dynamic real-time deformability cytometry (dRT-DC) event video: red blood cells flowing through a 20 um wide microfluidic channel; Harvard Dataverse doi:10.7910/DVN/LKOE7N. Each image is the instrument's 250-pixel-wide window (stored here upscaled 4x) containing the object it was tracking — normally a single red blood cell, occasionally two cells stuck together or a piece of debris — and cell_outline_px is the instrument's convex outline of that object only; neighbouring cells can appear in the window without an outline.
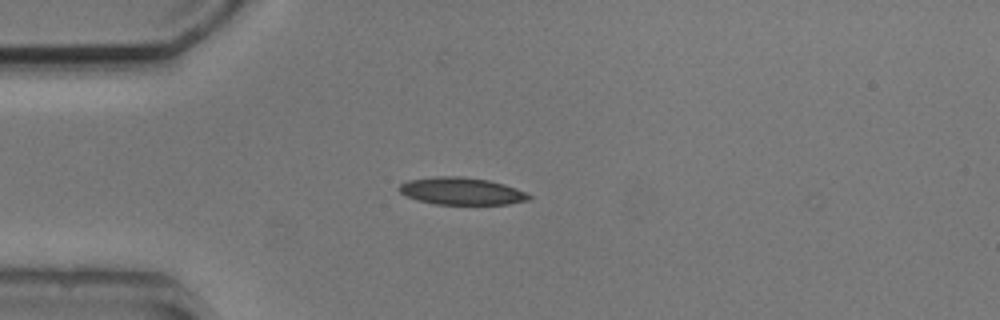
{"species": "common noctule bat (a hibernating species)", "species_latin": "Nyctalus noctula", "temperature_condition": "cold", "stored_images_in_passage": 4, "camera_frame_rate_fps": 3000, "um_per_image_px": 0.085, "animal": {"sex": "male", "body_mass_g": 20.5, "forearm_length_mm": 52.5}, "frame": {"image": 1, "passage_image": 1, "time_ms": 0.0, "image_size_px": [1000, 320], "cell_outline_px": [[532, 200], [508, 204], [436, 204], [420, 200], [408, 196], [400, 192], [400, 184], [408, 180], [432, 176], [460, 176], [488, 180], [504, 184], [528, 192], [532, 196]], "centroid_in_image_um": [39.3, 16.24], "position_along_channel_um": 45.7, "area_um2": 20.63}}